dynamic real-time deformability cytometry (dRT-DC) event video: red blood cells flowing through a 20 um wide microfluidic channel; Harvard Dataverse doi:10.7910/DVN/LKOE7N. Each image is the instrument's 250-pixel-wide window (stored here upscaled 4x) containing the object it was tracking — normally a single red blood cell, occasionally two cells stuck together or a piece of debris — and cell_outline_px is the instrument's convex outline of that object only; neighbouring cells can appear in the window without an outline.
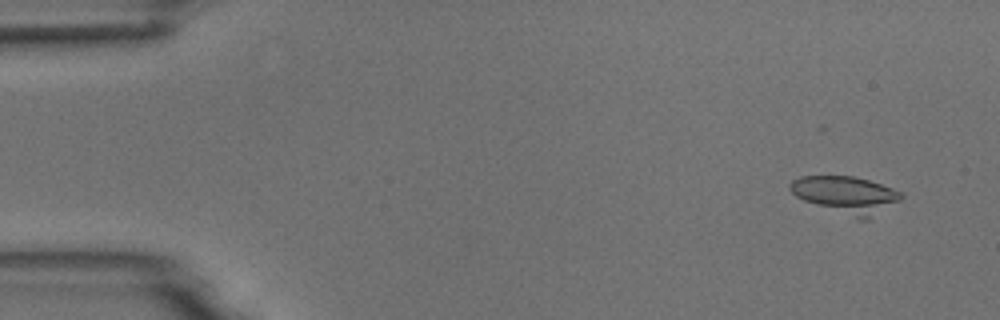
{"species": "common noctule bat (a hibernating species)", "species_latin": "Nyctalus noctula", "temperature_condition": "room temperature", "stored_images_in_passage": 5, "camera_frame_rate_fps": 3000, "um_per_image_px": 0.085, "animal": {"sex": "male", "body_mass_g": 18.8}, "frame": {"image": 1, "passage_image": 1, "time_ms": 0.0, "image_size_px": [1000, 320], "cell_outline_px": [[904, 196], [900, 200], [868, 220], [860, 220], [804, 200], [796, 196], [788, 188], [788, 184], [792, 180], [800, 176], [852, 176], [868, 180], [892, 188], [900, 192]], "centroid_in_image_um": [71.9, 16.55], "position_along_channel_um": 13.1, "area_um2": 23.76}}
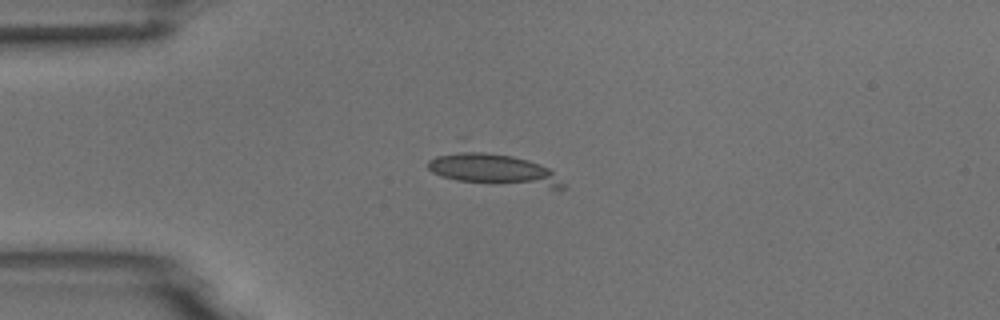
{"frame": {"image": 2, "passage_image": 4, "time_ms": 1.0, "image_size_px": [1000, 320], "cell_outline_px": [[568, 188], [552, 188], [456, 180], [440, 176], [432, 172], [428, 168], [428, 160], [436, 156], [468, 148], [472, 148], [512, 156], [528, 160], [540, 164], [548, 168]], "centroid_in_image_um": [41.9, 14.37], "position_along_channel_um": 43.1, "area_um2": 24.8}}